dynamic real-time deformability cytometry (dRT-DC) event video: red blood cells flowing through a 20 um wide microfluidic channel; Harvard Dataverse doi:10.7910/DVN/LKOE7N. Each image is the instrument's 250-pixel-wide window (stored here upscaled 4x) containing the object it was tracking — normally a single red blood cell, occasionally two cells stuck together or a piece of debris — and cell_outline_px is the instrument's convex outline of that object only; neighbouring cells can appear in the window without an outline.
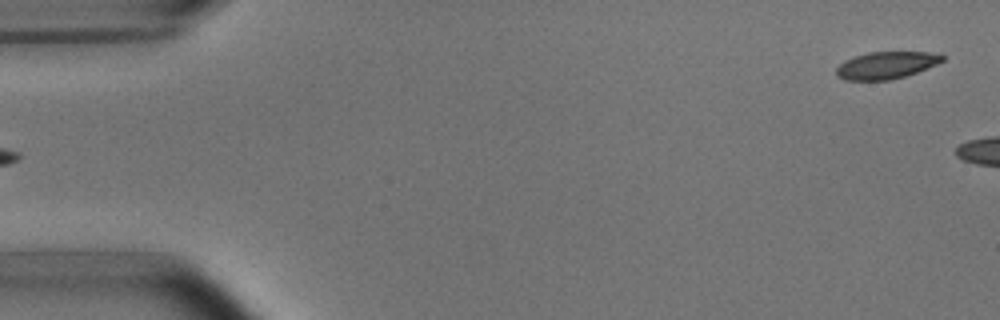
{"species": "common noctule bat (a hibernating species)", "species_latin": "Nyctalus noctula", "temperature_condition": "room temperature", "stored_images_in_passage": 4, "camera_frame_rate_fps": 3000, "um_per_image_px": 0.085, "animal": {"sex": "male", "body_mass_g": 15.6}, "frame": {"image": 1, "passage_image": 4, "time_ms": 4.333, "image_size_px": [1000, 320], "cell_outline_px": [[944, 60], [936, 64], [916, 72], [904, 76], [888, 80], [844, 80], [836, 76], [836, 68], [844, 60], [868, 52], [940, 52], [944, 56]], "centroid_in_image_um": [75.32, 5.54], "position_along_channel_um": 9.7, "area_um2": 16.76}}